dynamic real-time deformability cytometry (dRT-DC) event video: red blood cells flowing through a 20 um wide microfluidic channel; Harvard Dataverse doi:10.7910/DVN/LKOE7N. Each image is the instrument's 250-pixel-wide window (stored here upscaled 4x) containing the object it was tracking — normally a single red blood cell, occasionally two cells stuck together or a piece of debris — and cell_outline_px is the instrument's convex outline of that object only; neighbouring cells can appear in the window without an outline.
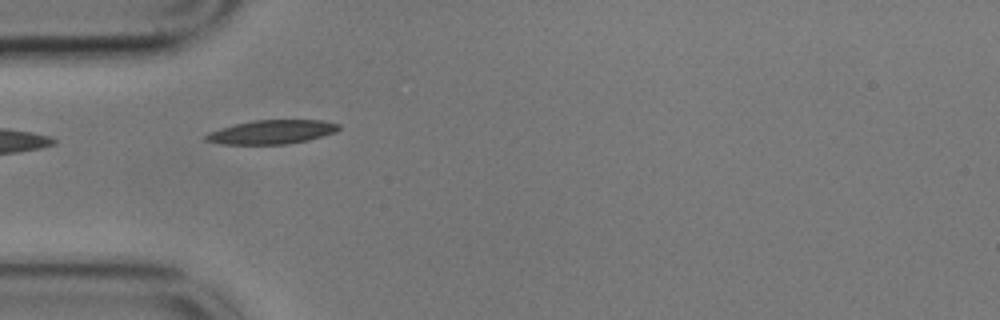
{"species": "common noctule bat (a hibernating species)", "species_latin": "Nyctalus noctula", "temperature_condition": "cold", "stored_images_in_passage": 18, "camera_frame_rate_fps": 3000, "um_per_image_px": 0.085, "animal": {"sex": "male", "body_mass_g": 17.9}, "frame": {"image": 1, "passage_image": 1, "time_ms": 0.0, "image_size_px": [1000, 320], "cell_outline_px": [[340, 128], [336, 132], [308, 140], [284, 144], [220, 144], [204, 140], [204, 136], [208, 132], [220, 128], [252, 120], [324, 120], [340, 124]], "centroid_in_image_um": [23.09, 11.21], "position_along_channel_um": 61.9, "area_um2": 18.55}}
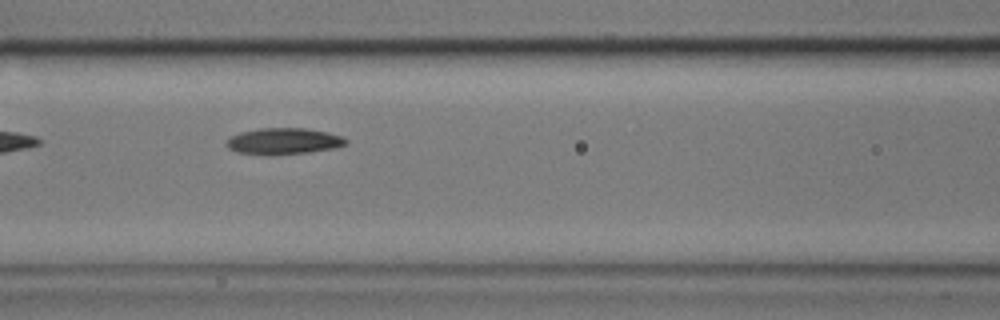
{"frame": {"image": 2, "passage_image": 8, "time_ms": 2.333, "image_size_px": [1000, 320], "cell_outline_px": [[348, 144], [336, 148], [308, 152], [268, 156], [236, 152], [228, 148], [224, 144], [228, 136], [240, 132], [260, 128], [304, 128], [328, 132], [344, 136], [348, 140]], "centroid_in_image_um": [24.09, 12.01], "position_along_channel_um": 142.5, "area_um2": 18.84}}